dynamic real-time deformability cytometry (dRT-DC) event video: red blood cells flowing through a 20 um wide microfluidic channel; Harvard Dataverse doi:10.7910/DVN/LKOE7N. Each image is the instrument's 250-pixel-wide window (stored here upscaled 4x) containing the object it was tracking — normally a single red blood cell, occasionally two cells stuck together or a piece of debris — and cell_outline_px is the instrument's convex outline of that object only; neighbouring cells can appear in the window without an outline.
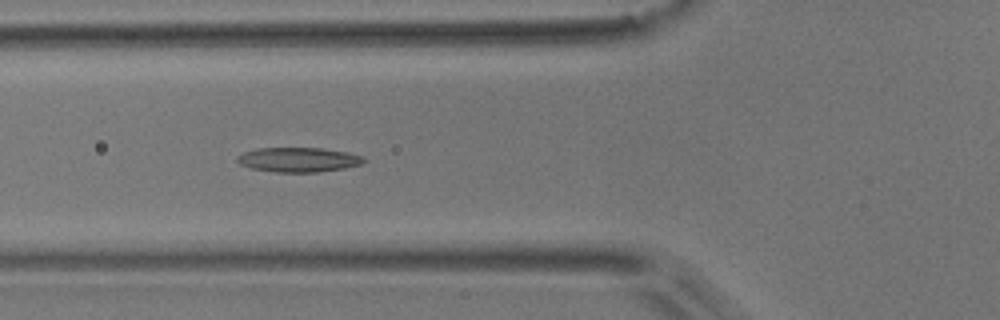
{"species": "common noctule bat (a hibernating species)", "species_latin": "Nyctalus noctula", "temperature_condition": "room temperature", "stored_images_in_passage": 6, "camera_frame_rate_fps": 3000, "um_per_image_px": 0.085, "animal": {"sex": "male", "body_mass_g": 17.9}, "frame": {"image": 1, "passage_image": 5, "time_ms": 1.333, "image_size_px": [1000, 320], "cell_outline_px": [[368, 160], [360, 164], [344, 168], [320, 172], [276, 172], [252, 168], [240, 164], [236, 160], [236, 156], [244, 152], [256, 148], [324, 148], [364, 156]], "centroid_in_image_um": [25.37, 13.57], "position_along_channel_um": 100.4, "area_um2": 18.15}}
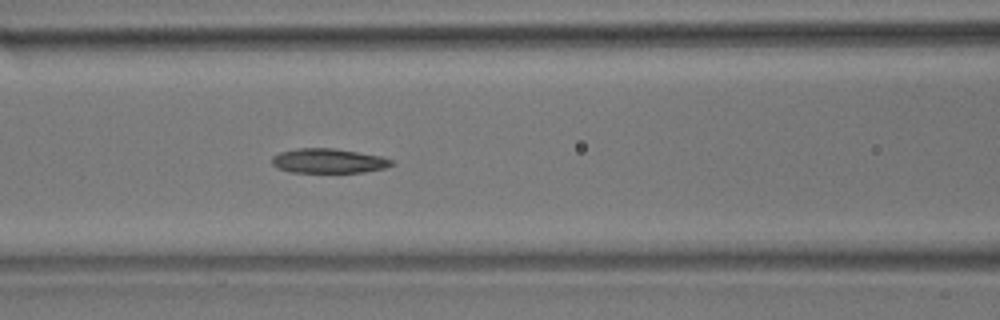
{"frame": {"image": 2, "passage_image": 6, "time_ms": 1.667, "image_size_px": [1000, 320], "cell_outline_px": [[396, 164], [384, 168], [364, 172], [288, 172], [276, 168], [272, 164], [272, 156], [280, 152], [296, 148], [332, 148], [380, 156], [392, 160]], "centroid_in_image_um": [27.88, 13.68], "position_along_channel_um": 138.7, "area_um2": 17.11}}